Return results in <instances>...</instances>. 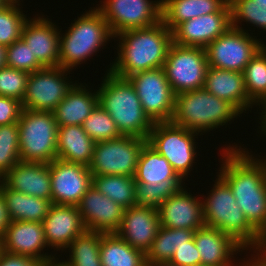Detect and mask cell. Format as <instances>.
<instances>
[{"label":"cell","mask_w":266,"mask_h":266,"mask_svg":"<svg viewBox=\"0 0 266 266\" xmlns=\"http://www.w3.org/2000/svg\"><path fill=\"white\" fill-rule=\"evenodd\" d=\"M6 66V46L0 45V68Z\"/></svg>","instance_id":"7dc6e473"},{"label":"cell","mask_w":266,"mask_h":266,"mask_svg":"<svg viewBox=\"0 0 266 266\" xmlns=\"http://www.w3.org/2000/svg\"><path fill=\"white\" fill-rule=\"evenodd\" d=\"M92 186L125 209L136 204V182L134 177L119 175L92 176Z\"/></svg>","instance_id":"e575fe53"},{"label":"cell","mask_w":266,"mask_h":266,"mask_svg":"<svg viewBox=\"0 0 266 266\" xmlns=\"http://www.w3.org/2000/svg\"><path fill=\"white\" fill-rule=\"evenodd\" d=\"M135 182L158 184L166 179H182L165 157L146 143L140 153L135 172Z\"/></svg>","instance_id":"4dcf8cb0"},{"label":"cell","mask_w":266,"mask_h":266,"mask_svg":"<svg viewBox=\"0 0 266 266\" xmlns=\"http://www.w3.org/2000/svg\"><path fill=\"white\" fill-rule=\"evenodd\" d=\"M102 234L103 232L86 230L68 246L69 258L58 261L63 266H102L100 260Z\"/></svg>","instance_id":"836d02e7"},{"label":"cell","mask_w":266,"mask_h":266,"mask_svg":"<svg viewBox=\"0 0 266 266\" xmlns=\"http://www.w3.org/2000/svg\"><path fill=\"white\" fill-rule=\"evenodd\" d=\"M10 221L11 220L8 216L4 197H3L2 193L0 192V241L3 238V236L6 232V228L10 224Z\"/></svg>","instance_id":"bcb514c9"},{"label":"cell","mask_w":266,"mask_h":266,"mask_svg":"<svg viewBox=\"0 0 266 266\" xmlns=\"http://www.w3.org/2000/svg\"><path fill=\"white\" fill-rule=\"evenodd\" d=\"M95 144L82 125L58 126L57 159L89 166Z\"/></svg>","instance_id":"4316f807"},{"label":"cell","mask_w":266,"mask_h":266,"mask_svg":"<svg viewBox=\"0 0 266 266\" xmlns=\"http://www.w3.org/2000/svg\"><path fill=\"white\" fill-rule=\"evenodd\" d=\"M0 192L4 197L8 216L11 221L42 223L53 204L52 200L30 196L9 189L1 180Z\"/></svg>","instance_id":"83f0119b"},{"label":"cell","mask_w":266,"mask_h":266,"mask_svg":"<svg viewBox=\"0 0 266 266\" xmlns=\"http://www.w3.org/2000/svg\"><path fill=\"white\" fill-rule=\"evenodd\" d=\"M43 266H63V265L59 261H56L51 264H44Z\"/></svg>","instance_id":"816d5d0a"},{"label":"cell","mask_w":266,"mask_h":266,"mask_svg":"<svg viewBox=\"0 0 266 266\" xmlns=\"http://www.w3.org/2000/svg\"><path fill=\"white\" fill-rule=\"evenodd\" d=\"M258 266H266V255L258 262Z\"/></svg>","instance_id":"f907efd6"},{"label":"cell","mask_w":266,"mask_h":266,"mask_svg":"<svg viewBox=\"0 0 266 266\" xmlns=\"http://www.w3.org/2000/svg\"><path fill=\"white\" fill-rule=\"evenodd\" d=\"M6 66L29 74L45 68L22 38L6 47Z\"/></svg>","instance_id":"60d3db41"},{"label":"cell","mask_w":266,"mask_h":266,"mask_svg":"<svg viewBox=\"0 0 266 266\" xmlns=\"http://www.w3.org/2000/svg\"><path fill=\"white\" fill-rule=\"evenodd\" d=\"M114 37L120 39L118 55L108 70L125 79L138 72L163 67L173 43L172 31L162 20L151 27L126 30Z\"/></svg>","instance_id":"7a4b0ae2"},{"label":"cell","mask_w":266,"mask_h":266,"mask_svg":"<svg viewBox=\"0 0 266 266\" xmlns=\"http://www.w3.org/2000/svg\"><path fill=\"white\" fill-rule=\"evenodd\" d=\"M248 98L259 108L260 121L266 111V45L249 61L243 71Z\"/></svg>","instance_id":"d6a6232c"},{"label":"cell","mask_w":266,"mask_h":266,"mask_svg":"<svg viewBox=\"0 0 266 266\" xmlns=\"http://www.w3.org/2000/svg\"><path fill=\"white\" fill-rule=\"evenodd\" d=\"M20 160L18 123L0 126V179Z\"/></svg>","instance_id":"ab89813d"},{"label":"cell","mask_w":266,"mask_h":266,"mask_svg":"<svg viewBox=\"0 0 266 266\" xmlns=\"http://www.w3.org/2000/svg\"><path fill=\"white\" fill-rule=\"evenodd\" d=\"M182 187L158 208L160 226L197 230L204 224L203 201Z\"/></svg>","instance_id":"ffe728a7"},{"label":"cell","mask_w":266,"mask_h":266,"mask_svg":"<svg viewBox=\"0 0 266 266\" xmlns=\"http://www.w3.org/2000/svg\"><path fill=\"white\" fill-rule=\"evenodd\" d=\"M99 87V104L109 113L123 136L147 139L154 122L142 108L134 86L108 69Z\"/></svg>","instance_id":"277c9868"},{"label":"cell","mask_w":266,"mask_h":266,"mask_svg":"<svg viewBox=\"0 0 266 266\" xmlns=\"http://www.w3.org/2000/svg\"><path fill=\"white\" fill-rule=\"evenodd\" d=\"M238 147L223 148L218 173L230 186L248 222L266 239V160Z\"/></svg>","instance_id":"6da1fadb"},{"label":"cell","mask_w":266,"mask_h":266,"mask_svg":"<svg viewBox=\"0 0 266 266\" xmlns=\"http://www.w3.org/2000/svg\"><path fill=\"white\" fill-rule=\"evenodd\" d=\"M127 79L134 86L145 113L154 123L171 122L175 94L163 67L138 72Z\"/></svg>","instance_id":"7c38bea8"},{"label":"cell","mask_w":266,"mask_h":266,"mask_svg":"<svg viewBox=\"0 0 266 266\" xmlns=\"http://www.w3.org/2000/svg\"><path fill=\"white\" fill-rule=\"evenodd\" d=\"M22 110V102L14 98L0 96V126L18 123Z\"/></svg>","instance_id":"ee69618b"},{"label":"cell","mask_w":266,"mask_h":266,"mask_svg":"<svg viewBox=\"0 0 266 266\" xmlns=\"http://www.w3.org/2000/svg\"><path fill=\"white\" fill-rule=\"evenodd\" d=\"M256 3H266V0H255Z\"/></svg>","instance_id":"db71d44e"},{"label":"cell","mask_w":266,"mask_h":266,"mask_svg":"<svg viewBox=\"0 0 266 266\" xmlns=\"http://www.w3.org/2000/svg\"><path fill=\"white\" fill-rule=\"evenodd\" d=\"M51 200L53 204L78 206L92 186L89 167L55 159L50 163Z\"/></svg>","instance_id":"9a60e30c"},{"label":"cell","mask_w":266,"mask_h":266,"mask_svg":"<svg viewBox=\"0 0 266 266\" xmlns=\"http://www.w3.org/2000/svg\"><path fill=\"white\" fill-rule=\"evenodd\" d=\"M82 127L95 143L114 140L122 136L112 117L100 104L83 122Z\"/></svg>","instance_id":"f35d334b"},{"label":"cell","mask_w":266,"mask_h":266,"mask_svg":"<svg viewBox=\"0 0 266 266\" xmlns=\"http://www.w3.org/2000/svg\"><path fill=\"white\" fill-rule=\"evenodd\" d=\"M259 124L261 125L259 129L261 128L262 134L266 135V111L263 113L262 121Z\"/></svg>","instance_id":"c3c4849f"},{"label":"cell","mask_w":266,"mask_h":266,"mask_svg":"<svg viewBox=\"0 0 266 266\" xmlns=\"http://www.w3.org/2000/svg\"><path fill=\"white\" fill-rule=\"evenodd\" d=\"M213 189L203 201L205 226L221 230L245 250H254L259 262L266 255V239L248 222L228 183L218 174Z\"/></svg>","instance_id":"3957f363"},{"label":"cell","mask_w":266,"mask_h":266,"mask_svg":"<svg viewBox=\"0 0 266 266\" xmlns=\"http://www.w3.org/2000/svg\"><path fill=\"white\" fill-rule=\"evenodd\" d=\"M159 227L158 209L134 205L124 210L121 225L115 233L132 247L146 253Z\"/></svg>","instance_id":"603a6c76"},{"label":"cell","mask_w":266,"mask_h":266,"mask_svg":"<svg viewBox=\"0 0 266 266\" xmlns=\"http://www.w3.org/2000/svg\"><path fill=\"white\" fill-rule=\"evenodd\" d=\"M102 266H146L145 253L116 233H103L100 244Z\"/></svg>","instance_id":"f546056e"},{"label":"cell","mask_w":266,"mask_h":266,"mask_svg":"<svg viewBox=\"0 0 266 266\" xmlns=\"http://www.w3.org/2000/svg\"><path fill=\"white\" fill-rule=\"evenodd\" d=\"M20 1H9L0 9V45L9 46L21 38L28 19L19 7Z\"/></svg>","instance_id":"74e56055"},{"label":"cell","mask_w":266,"mask_h":266,"mask_svg":"<svg viewBox=\"0 0 266 266\" xmlns=\"http://www.w3.org/2000/svg\"><path fill=\"white\" fill-rule=\"evenodd\" d=\"M42 224L46 243L54 251H65L86 231L78 206L73 205L52 204Z\"/></svg>","instance_id":"44dd1931"},{"label":"cell","mask_w":266,"mask_h":266,"mask_svg":"<svg viewBox=\"0 0 266 266\" xmlns=\"http://www.w3.org/2000/svg\"><path fill=\"white\" fill-rule=\"evenodd\" d=\"M228 4L232 27L244 30L238 25L244 21L266 31V3H256L255 0H228Z\"/></svg>","instance_id":"8d00e7d4"},{"label":"cell","mask_w":266,"mask_h":266,"mask_svg":"<svg viewBox=\"0 0 266 266\" xmlns=\"http://www.w3.org/2000/svg\"><path fill=\"white\" fill-rule=\"evenodd\" d=\"M147 139L121 136L114 140L97 142L89 171L92 176H135L138 159Z\"/></svg>","instance_id":"9c48e42d"},{"label":"cell","mask_w":266,"mask_h":266,"mask_svg":"<svg viewBox=\"0 0 266 266\" xmlns=\"http://www.w3.org/2000/svg\"><path fill=\"white\" fill-rule=\"evenodd\" d=\"M60 29L48 18H29L22 28L21 38L44 67L59 66Z\"/></svg>","instance_id":"7402d4cb"},{"label":"cell","mask_w":266,"mask_h":266,"mask_svg":"<svg viewBox=\"0 0 266 266\" xmlns=\"http://www.w3.org/2000/svg\"><path fill=\"white\" fill-rule=\"evenodd\" d=\"M76 83L52 112L58 126L82 125L99 104L98 91ZM90 90V91H89Z\"/></svg>","instance_id":"484cf974"},{"label":"cell","mask_w":266,"mask_h":266,"mask_svg":"<svg viewBox=\"0 0 266 266\" xmlns=\"http://www.w3.org/2000/svg\"><path fill=\"white\" fill-rule=\"evenodd\" d=\"M146 266H178V265L173 264L170 261H166V262H158V263H153V264H147Z\"/></svg>","instance_id":"681fc988"},{"label":"cell","mask_w":266,"mask_h":266,"mask_svg":"<svg viewBox=\"0 0 266 266\" xmlns=\"http://www.w3.org/2000/svg\"><path fill=\"white\" fill-rule=\"evenodd\" d=\"M0 266H43V264L33 258L0 250Z\"/></svg>","instance_id":"f6af8a7d"},{"label":"cell","mask_w":266,"mask_h":266,"mask_svg":"<svg viewBox=\"0 0 266 266\" xmlns=\"http://www.w3.org/2000/svg\"><path fill=\"white\" fill-rule=\"evenodd\" d=\"M29 73L8 66L0 68V96L14 98L22 102Z\"/></svg>","instance_id":"b9f144b4"},{"label":"cell","mask_w":266,"mask_h":266,"mask_svg":"<svg viewBox=\"0 0 266 266\" xmlns=\"http://www.w3.org/2000/svg\"><path fill=\"white\" fill-rule=\"evenodd\" d=\"M18 128L21 161L51 163L57 159L58 125L52 112L23 109Z\"/></svg>","instance_id":"52a82bcc"},{"label":"cell","mask_w":266,"mask_h":266,"mask_svg":"<svg viewBox=\"0 0 266 266\" xmlns=\"http://www.w3.org/2000/svg\"><path fill=\"white\" fill-rule=\"evenodd\" d=\"M231 27L227 3L219 12L195 17L179 24L173 31V42L181 46L205 48Z\"/></svg>","instance_id":"e0dca14e"},{"label":"cell","mask_w":266,"mask_h":266,"mask_svg":"<svg viewBox=\"0 0 266 266\" xmlns=\"http://www.w3.org/2000/svg\"><path fill=\"white\" fill-rule=\"evenodd\" d=\"M193 238L204 266H235L233 255L245 250L229 235L205 225L195 230ZM242 261L239 266H258L254 258Z\"/></svg>","instance_id":"ac0fdd59"},{"label":"cell","mask_w":266,"mask_h":266,"mask_svg":"<svg viewBox=\"0 0 266 266\" xmlns=\"http://www.w3.org/2000/svg\"><path fill=\"white\" fill-rule=\"evenodd\" d=\"M183 179H166L158 184L136 183L137 206L158 209L162 203L183 187Z\"/></svg>","instance_id":"d590c367"},{"label":"cell","mask_w":266,"mask_h":266,"mask_svg":"<svg viewBox=\"0 0 266 266\" xmlns=\"http://www.w3.org/2000/svg\"><path fill=\"white\" fill-rule=\"evenodd\" d=\"M196 135L199 133L172 122H156L149 132L147 143L165 157L185 181L190 169L193 170V163H196Z\"/></svg>","instance_id":"ba28073f"},{"label":"cell","mask_w":266,"mask_h":266,"mask_svg":"<svg viewBox=\"0 0 266 266\" xmlns=\"http://www.w3.org/2000/svg\"><path fill=\"white\" fill-rule=\"evenodd\" d=\"M87 231L115 233L122 222L123 208L108 196L91 186L78 205Z\"/></svg>","instance_id":"d6986e66"},{"label":"cell","mask_w":266,"mask_h":266,"mask_svg":"<svg viewBox=\"0 0 266 266\" xmlns=\"http://www.w3.org/2000/svg\"><path fill=\"white\" fill-rule=\"evenodd\" d=\"M170 262L178 266H194L201 264L200 254L196 248L194 238L177 248Z\"/></svg>","instance_id":"7bdbcfd3"},{"label":"cell","mask_w":266,"mask_h":266,"mask_svg":"<svg viewBox=\"0 0 266 266\" xmlns=\"http://www.w3.org/2000/svg\"><path fill=\"white\" fill-rule=\"evenodd\" d=\"M208 61L205 48L171 44L163 69L174 94L202 89Z\"/></svg>","instance_id":"30bf717a"},{"label":"cell","mask_w":266,"mask_h":266,"mask_svg":"<svg viewBox=\"0 0 266 266\" xmlns=\"http://www.w3.org/2000/svg\"><path fill=\"white\" fill-rule=\"evenodd\" d=\"M46 247L48 245L41 222L10 221L1 240V250L9 254L33 258L43 265L58 261L56 254L41 253Z\"/></svg>","instance_id":"2e32d148"},{"label":"cell","mask_w":266,"mask_h":266,"mask_svg":"<svg viewBox=\"0 0 266 266\" xmlns=\"http://www.w3.org/2000/svg\"><path fill=\"white\" fill-rule=\"evenodd\" d=\"M62 35L60 33L59 67L70 71L92 57L110 38H115L103 14L95 7L74 19Z\"/></svg>","instance_id":"5b68a950"},{"label":"cell","mask_w":266,"mask_h":266,"mask_svg":"<svg viewBox=\"0 0 266 266\" xmlns=\"http://www.w3.org/2000/svg\"><path fill=\"white\" fill-rule=\"evenodd\" d=\"M194 232L195 230L160 226L155 239L145 253L146 265L170 261L177 248L193 238Z\"/></svg>","instance_id":"1f68e13d"},{"label":"cell","mask_w":266,"mask_h":266,"mask_svg":"<svg viewBox=\"0 0 266 266\" xmlns=\"http://www.w3.org/2000/svg\"><path fill=\"white\" fill-rule=\"evenodd\" d=\"M69 72L70 70L58 66L30 73L22 100L23 109L53 112L75 84L67 77Z\"/></svg>","instance_id":"4fadbf2b"},{"label":"cell","mask_w":266,"mask_h":266,"mask_svg":"<svg viewBox=\"0 0 266 266\" xmlns=\"http://www.w3.org/2000/svg\"><path fill=\"white\" fill-rule=\"evenodd\" d=\"M203 88L230 103L240 114L255 105L248 98L243 72L208 66Z\"/></svg>","instance_id":"d4e9b609"},{"label":"cell","mask_w":266,"mask_h":266,"mask_svg":"<svg viewBox=\"0 0 266 266\" xmlns=\"http://www.w3.org/2000/svg\"><path fill=\"white\" fill-rule=\"evenodd\" d=\"M0 180L9 189L51 200L50 163L19 161Z\"/></svg>","instance_id":"cb8c5ba5"},{"label":"cell","mask_w":266,"mask_h":266,"mask_svg":"<svg viewBox=\"0 0 266 266\" xmlns=\"http://www.w3.org/2000/svg\"><path fill=\"white\" fill-rule=\"evenodd\" d=\"M100 4L96 8L108 22L113 36L130 29L151 27L161 21V0H104Z\"/></svg>","instance_id":"5bb4252c"},{"label":"cell","mask_w":266,"mask_h":266,"mask_svg":"<svg viewBox=\"0 0 266 266\" xmlns=\"http://www.w3.org/2000/svg\"><path fill=\"white\" fill-rule=\"evenodd\" d=\"M240 115L230 103L202 88L175 95L171 122L191 131L206 133Z\"/></svg>","instance_id":"8992f818"},{"label":"cell","mask_w":266,"mask_h":266,"mask_svg":"<svg viewBox=\"0 0 266 266\" xmlns=\"http://www.w3.org/2000/svg\"><path fill=\"white\" fill-rule=\"evenodd\" d=\"M8 2L9 0H0V9L3 8Z\"/></svg>","instance_id":"f5cc1de1"},{"label":"cell","mask_w":266,"mask_h":266,"mask_svg":"<svg viewBox=\"0 0 266 266\" xmlns=\"http://www.w3.org/2000/svg\"><path fill=\"white\" fill-rule=\"evenodd\" d=\"M248 31L230 27L205 47L208 66L243 72L249 61L265 45Z\"/></svg>","instance_id":"8fae6325"},{"label":"cell","mask_w":266,"mask_h":266,"mask_svg":"<svg viewBox=\"0 0 266 266\" xmlns=\"http://www.w3.org/2000/svg\"><path fill=\"white\" fill-rule=\"evenodd\" d=\"M161 20L173 31L184 21L219 12L228 0H161Z\"/></svg>","instance_id":"f1b7e54d"}]
</instances>
